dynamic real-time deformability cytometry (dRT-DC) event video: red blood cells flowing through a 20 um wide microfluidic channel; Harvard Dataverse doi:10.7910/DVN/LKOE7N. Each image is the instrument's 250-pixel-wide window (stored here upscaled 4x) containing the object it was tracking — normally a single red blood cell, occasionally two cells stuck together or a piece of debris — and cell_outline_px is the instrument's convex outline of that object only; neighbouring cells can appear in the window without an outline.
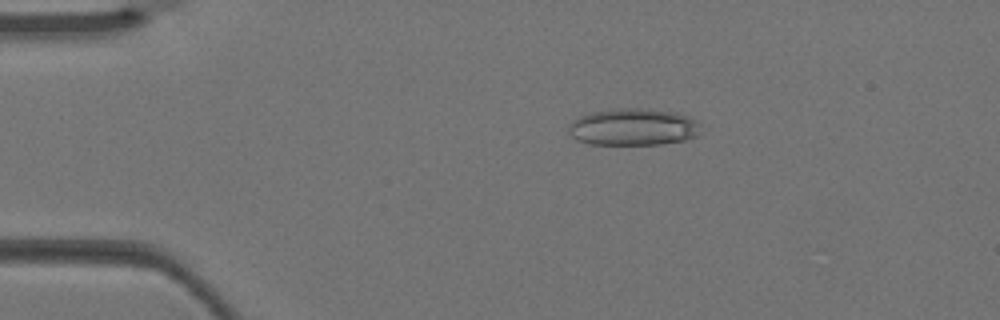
{"species": "Egyptian fruit bat (a non-hibernating species)", "species_latin": "Rousettus aegyptiacus", "temperature_condition": "warm", "stored_images_in_passage": 4, "camera_frame_rate_fps": 3000, "um_per_image_px": 0.085, "animal": {"sex": "female"}, "frame": {"image": 1, "passage_image": 3, "time_ms": 0.667, "image_size_px": [1000, 320], "cell_outline_px": [[700, 124], [696, 136], [684, 140], [660, 144], [588, 144], [576, 140], [568, 132], [568, 124], [572, 120], [580, 116], [592, 112], [616, 108], [640, 108], [676, 112], [688, 116], [696, 120]], "centroid_in_image_um": [53.78, 10.79], "position_along_channel_um": 31.2, "area_um2": 28.55}}